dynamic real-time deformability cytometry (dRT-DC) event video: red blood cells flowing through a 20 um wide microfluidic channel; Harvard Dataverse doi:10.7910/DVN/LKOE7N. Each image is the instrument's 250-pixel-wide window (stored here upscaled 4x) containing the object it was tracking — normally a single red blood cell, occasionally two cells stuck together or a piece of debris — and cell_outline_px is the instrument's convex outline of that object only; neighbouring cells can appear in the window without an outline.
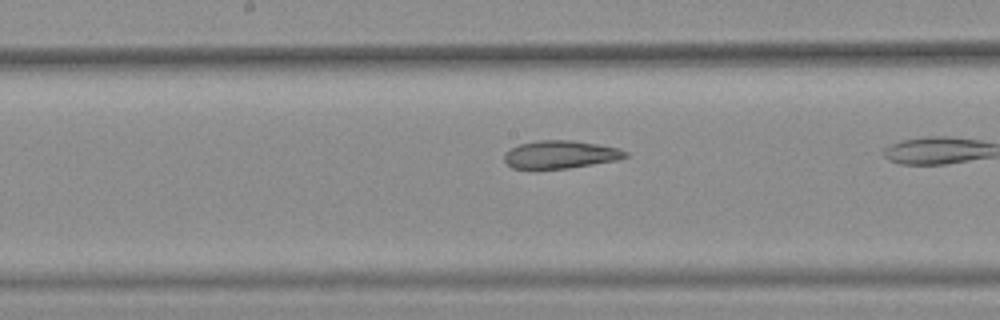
{"species": "common noctule bat (a hibernating species)", "species_latin": "Nyctalus noctula", "temperature_condition": "warm", "stored_images_in_passage": 9, "camera_frame_rate_fps": 3000, "um_per_image_px": 0.085, "animal": {"sex": "female", "body_mass_g": 25.1}, "frame": {"image": 1, "passage_image": 8, "time_ms": 2.333, "image_size_px": [1000, 320], "cell_outline_px": [[628, 156], [620, 160], [568, 168], [512, 168], [504, 160], [504, 152], [520, 144], [536, 140], [572, 140], [620, 148], [628, 152]], "centroid_in_image_um": [47.67, 13.12], "position_along_channel_um": 200.5, "area_um2": 19.65}}